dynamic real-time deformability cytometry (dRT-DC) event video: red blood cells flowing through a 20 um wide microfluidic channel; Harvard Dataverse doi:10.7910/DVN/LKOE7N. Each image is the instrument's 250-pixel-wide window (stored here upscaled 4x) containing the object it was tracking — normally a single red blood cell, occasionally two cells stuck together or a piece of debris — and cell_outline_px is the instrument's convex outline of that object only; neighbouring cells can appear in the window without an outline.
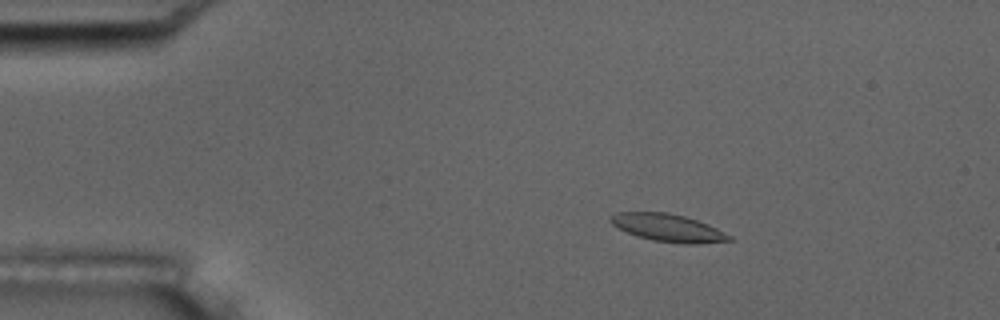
{"species": "common noctule bat (a hibernating species)", "species_latin": "Nyctalus noctula", "temperature_condition": "room temperature", "stored_images_in_passage": 46, "camera_frame_rate_fps": 3000, "um_per_image_px": 0.085, "animal": {"sex": "male", "body_mass_g": 17.5, "forearm_length_mm": 52.3}, "frame": {"image": 1, "passage_image": 1, "time_ms": 0.0, "image_size_px": [1000, 320], "cell_outline_px": [[736, 240], [696, 244], [684, 244], [652, 240], [636, 236], [612, 224], [608, 220], [608, 216], [616, 212], [668, 212], [684, 216], [708, 224], [732, 236]], "centroid_in_image_um": [56.78, 19.36], "position_along_channel_um": 28.2, "area_um2": 19.19}}
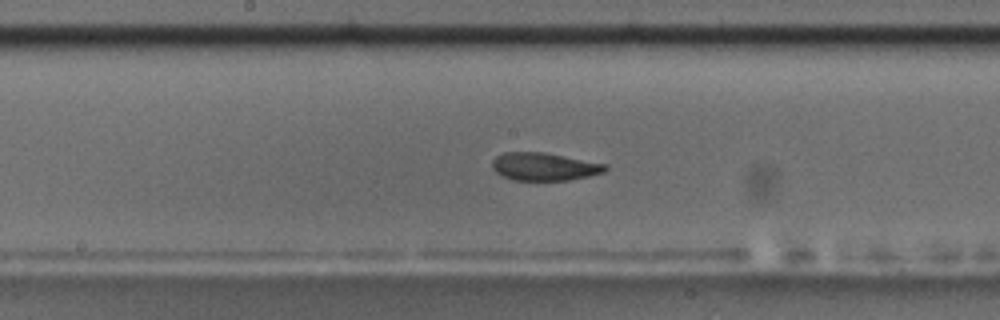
{"frame": {"image": 2, "passage_image": 20, "time_ms": 6.333, "image_size_px": [1000, 320], "cell_outline_px": [[608, 168], [604, 172], [588, 176], [568, 180], [512, 180], [500, 176], [492, 168], [492, 160], [496, 156], [504, 152], [544, 152], [608, 164]], "centroid_in_image_um": [46.24, 14.16], "position_along_channel_um": 202.0, "area_um2": 18.5}, "authors_computed_cell_mechanics": {"area_um2": 19.2474, "velocity_mm_per_s": 3.6924, "shape_relaxation_time_tau1_ms": 3.2628, "shape_relaxation_time_tau2_ms": 1.173, "deformation_change_tau1": 0.1174, "deformation_change_tau2": 0.0508}}